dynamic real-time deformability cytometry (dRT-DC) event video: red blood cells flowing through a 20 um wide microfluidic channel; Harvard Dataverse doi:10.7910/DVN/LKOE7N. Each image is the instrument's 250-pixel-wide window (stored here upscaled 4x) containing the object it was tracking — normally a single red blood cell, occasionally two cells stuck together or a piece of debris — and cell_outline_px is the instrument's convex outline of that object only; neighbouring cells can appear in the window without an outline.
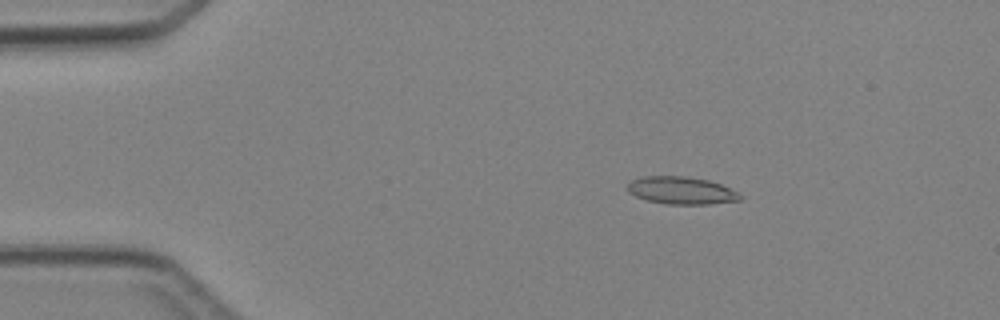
{"species": "Egyptian fruit bat (a non-hibernating species)", "species_latin": "Rousettus aegyptiacus", "temperature_condition": "cold", "stored_images_in_passage": 6, "camera_frame_rate_fps": 3000, "um_per_image_px": 0.085, "animal": {"sex": "female"}, "frame": {"image": 1, "passage_image": 2, "time_ms": 1.333, "image_size_px": [1000, 320], "cell_outline_px": [[740, 200], [708, 204], [664, 204], [648, 200], [636, 196], [628, 192], [628, 184], [632, 180], [640, 176], [684, 176], [708, 180], [720, 184], [736, 192], [740, 196]], "centroid_in_image_um": [57.86, 16.18], "position_along_channel_um": 27.1, "area_um2": 17.8}}
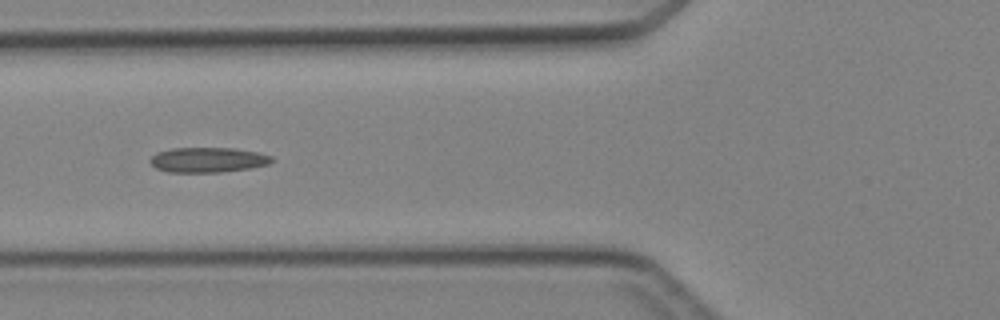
{"frame": {"image": 2, "passage_image": 5, "time_ms": 4.667, "image_size_px": [1000, 320], "cell_outline_px": [[272, 160], [268, 164], [248, 168], [220, 172], [168, 172], [156, 168], [148, 160], [156, 152], [172, 148], [232, 148], [256, 152], [272, 156]], "centroid_in_image_um": [17.61, 13.58], "position_along_channel_um": 108.2, "area_um2": 17.57}}
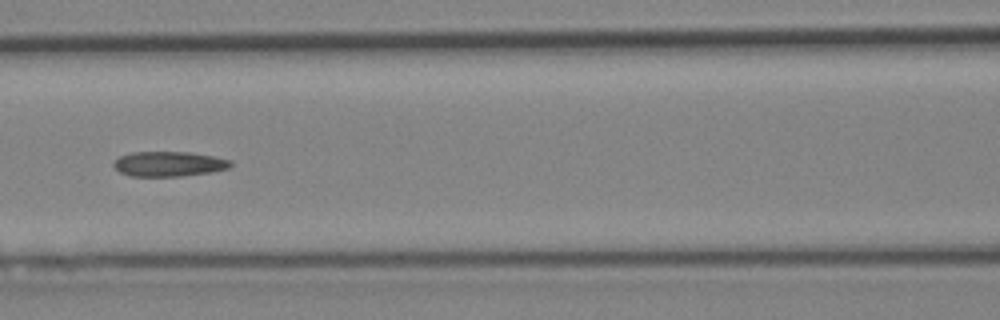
{"frame": {"image": 3, "passage_image": 6, "time_ms": 5.667, "image_size_px": [1000, 320], "cell_outline_px": [[232, 164], [228, 168], [212, 172], [180, 176], [128, 176], [120, 172], [112, 164], [120, 156], [132, 152], [192, 152], [232, 160]], "centroid_in_image_um": [14.36, 13.93], "position_along_channel_um": 152.2, "area_um2": 16.99}}